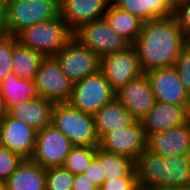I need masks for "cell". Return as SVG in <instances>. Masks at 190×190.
Here are the masks:
<instances>
[{
  "instance_id": "1",
  "label": "cell",
  "mask_w": 190,
  "mask_h": 190,
  "mask_svg": "<svg viewBox=\"0 0 190 190\" xmlns=\"http://www.w3.org/2000/svg\"><path fill=\"white\" fill-rule=\"evenodd\" d=\"M189 41L171 16L143 23L141 33L132 45L137 51L141 69L146 73L174 66Z\"/></svg>"
},
{
  "instance_id": "2",
  "label": "cell",
  "mask_w": 190,
  "mask_h": 190,
  "mask_svg": "<svg viewBox=\"0 0 190 190\" xmlns=\"http://www.w3.org/2000/svg\"><path fill=\"white\" fill-rule=\"evenodd\" d=\"M140 190L157 185L187 187L190 182V156H161L148 148L134 161Z\"/></svg>"
},
{
  "instance_id": "3",
  "label": "cell",
  "mask_w": 190,
  "mask_h": 190,
  "mask_svg": "<svg viewBox=\"0 0 190 190\" xmlns=\"http://www.w3.org/2000/svg\"><path fill=\"white\" fill-rule=\"evenodd\" d=\"M16 38L45 57H54L73 38V32L59 15L23 29Z\"/></svg>"
},
{
  "instance_id": "4",
  "label": "cell",
  "mask_w": 190,
  "mask_h": 190,
  "mask_svg": "<svg viewBox=\"0 0 190 190\" xmlns=\"http://www.w3.org/2000/svg\"><path fill=\"white\" fill-rule=\"evenodd\" d=\"M52 125L63 133L73 146H99L100 140L93 115L78 110L69 102L54 104Z\"/></svg>"
},
{
  "instance_id": "5",
  "label": "cell",
  "mask_w": 190,
  "mask_h": 190,
  "mask_svg": "<svg viewBox=\"0 0 190 190\" xmlns=\"http://www.w3.org/2000/svg\"><path fill=\"white\" fill-rule=\"evenodd\" d=\"M7 26L10 36L36 23L60 15V0H6Z\"/></svg>"
},
{
  "instance_id": "6",
  "label": "cell",
  "mask_w": 190,
  "mask_h": 190,
  "mask_svg": "<svg viewBox=\"0 0 190 190\" xmlns=\"http://www.w3.org/2000/svg\"><path fill=\"white\" fill-rule=\"evenodd\" d=\"M115 94L107 78L99 72L73 84L69 103L86 114L94 115L113 101Z\"/></svg>"
},
{
  "instance_id": "7",
  "label": "cell",
  "mask_w": 190,
  "mask_h": 190,
  "mask_svg": "<svg viewBox=\"0 0 190 190\" xmlns=\"http://www.w3.org/2000/svg\"><path fill=\"white\" fill-rule=\"evenodd\" d=\"M54 58L73 84L100 72L101 58L75 37Z\"/></svg>"
},
{
  "instance_id": "8",
  "label": "cell",
  "mask_w": 190,
  "mask_h": 190,
  "mask_svg": "<svg viewBox=\"0 0 190 190\" xmlns=\"http://www.w3.org/2000/svg\"><path fill=\"white\" fill-rule=\"evenodd\" d=\"M73 37L100 58L125 50L131 45L109 25L105 18L83 24L73 33Z\"/></svg>"
},
{
  "instance_id": "9",
  "label": "cell",
  "mask_w": 190,
  "mask_h": 190,
  "mask_svg": "<svg viewBox=\"0 0 190 190\" xmlns=\"http://www.w3.org/2000/svg\"><path fill=\"white\" fill-rule=\"evenodd\" d=\"M40 97L53 103L69 102L73 83L61 70L54 57H45L34 78Z\"/></svg>"
},
{
  "instance_id": "10",
  "label": "cell",
  "mask_w": 190,
  "mask_h": 190,
  "mask_svg": "<svg viewBox=\"0 0 190 190\" xmlns=\"http://www.w3.org/2000/svg\"><path fill=\"white\" fill-rule=\"evenodd\" d=\"M100 72L107 78L115 92L144 74L133 45L125 50L103 56Z\"/></svg>"
},
{
  "instance_id": "11",
  "label": "cell",
  "mask_w": 190,
  "mask_h": 190,
  "mask_svg": "<svg viewBox=\"0 0 190 190\" xmlns=\"http://www.w3.org/2000/svg\"><path fill=\"white\" fill-rule=\"evenodd\" d=\"M72 147L70 140L50 124L37 132L31 159L44 169L62 167Z\"/></svg>"
},
{
  "instance_id": "12",
  "label": "cell",
  "mask_w": 190,
  "mask_h": 190,
  "mask_svg": "<svg viewBox=\"0 0 190 190\" xmlns=\"http://www.w3.org/2000/svg\"><path fill=\"white\" fill-rule=\"evenodd\" d=\"M147 142L140 120H137L133 125L107 133L99 147L135 161L147 149Z\"/></svg>"
},
{
  "instance_id": "13",
  "label": "cell",
  "mask_w": 190,
  "mask_h": 190,
  "mask_svg": "<svg viewBox=\"0 0 190 190\" xmlns=\"http://www.w3.org/2000/svg\"><path fill=\"white\" fill-rule=\"evenodd\" d=\"M155 101L177 106H188L190 94L186 91L174 66L145 73Z\"/></svg>"
},
{
  "instance_id": "14",
  "label": "cell",
  "mask_w": 190,
  "mask_h": 190,
  "mask_svg": "<svg viewBox=\"0 0 190 190\" xmlns=\"http://www.w3.org/2000/svg\"><path fill=\"white\" fill-rule=\"evenodd\" d=\"M37 132L24 122L8 114L0 121L2 147L19 154L23 159H31L35 149Z\"/></svg>"
},
{
  "instance_id": "15",
  "label": "cell",
  "mask_w": 190,
  "mask_h": 190,
  "mask_svg": "<svg viewBox=\"0 0 190 190\" xmlns=\"http://www.w3.org/2000/svg\"><path fill=\"white\" fill-rule=\"evenodd\" d=\"M115 98L122 103L137 120H140L156 102L145 73L119 89L115 94Z\"/></svg>"
},
{
  "instance_id": "16",
  "label": "cell",
  "mask_w": 190,
  "mask_h": 190,
  "mask_svg": "<svg viewBox=\"0 0 190 190\" xmlns=\"http://www.w3.org/2000/svg\"><path fill=\"white\" fill-rule=\"evenodd\" d=\"M111 0H60V15L74 33L83 24L104 18Z\"/></svg>"
},
{
  "instance_id": "17",
  "label": "cell",
  "mask_w": 190,
  "mask_h": 190,
  "mask_svg": "<svg viewBox=\"0 0 190 190\" xmlns=\"http://www.w3.org/2000/svg\"><path fill=\"white\" fill-rule=\"evenodd\" d=\"M187 107L156 101L154 106L140 119L147 138L158 132L187 123Z\"/></svg>"
},
{
  "instance_id": "18",
  "label": "cell",
  "mask_w": 190,
  "mask_h": 190,
  "mask_svg": "<svg viewBox=\"0 0 190 190\" xmlns=\"http://www.w3.org/2000/svg\"><path fill=\"white\" fill-rule=\"evenodd\" d=\"M147 148L163 157L190 156V121L184 125L150 135Z\"/></svg>"
},
{
  "instance_id": "19",
  "label": "cell",
  "mask_w": 190,
  "mask_h": 190,
  "mask_svg": "<svg viewBox=\"0 0 190 190\" xmlns=\"http://www.w3.org/2000/svg\"><path fill=\"white\" fill-rule=\"evenodd\" d=\"M52 101L42 97L34 98L22 105L11 108L8 115L24 122L28 127L39 132L45 126L52 124Z\"/></svg>"
},
{
  "instance_id": "20",
  "label": "cell",
  "mask_w": 190,
  "mask_h": 190,
  "mask_svg": "<svg viewBox=\"0 0 190 190\" xmlns=\"http://www.w3.org/2000/svg\"><path fill=\"white\" fill-rule=\"evenodd\" d=\"M93 117L99 140L107 133L133 125L137 121L116 98L104 105Z\"/></svg>"
},
{
  "instance_id": "21",
  "label": "cell",
  "mask_w": 190,
  "mask_h": 190,
  "mask_svg": "<svg viewBox=\"0 0 190 190\" xmlns=\"http://www.w3.org/2000/svg\"><path fill=\"white\" fill-rule=\"evenodd\" d=\"M4 183L7 190H46V169L32 159H23Z\"/></svg>"
},
{
  "instance_id": "22",
  "label": "cell",
  "mask_w": 190,
  "mask_h": 190,
  "mask_svg": "<svg viewBox=\"0 0 190 190\" xmlns=\"http://www.w3.org/2000/svg\"><path fill=\"white\" fill-rule=\"evenodd\" d=\"M119 9L129 12L143 23L174 15L168 0H111Z\"/></svg>"
},
{
  "instance_id": "23",
  "label": "cell",
  "mask_w": 190,
  "mask_h": 190,
  "mask_svg": "<svg viewBox=\"0 0 190 190\" xmlns=\"http://www.w3.org/2000/svg\"><path fill=\"white\" fill-rule=\"evenodd\" d=\"M0 92L7 111L39 97L34 80L18 78L13 72L0 81Z\"/></svg>"
},
{
  "instance_id": "24",
  "label": "cell",
  "mask_w": 190,
  "mask_h": 190,
  "mask_svg": "<svg viewBox=\"0 0 190 190\" xmlns=\"http://www.w3.org/2000/svg\"><path fill=\"white\" fill-rule=\"evenodd\" d=\"M45 56L19 41L13 45L12 72L21 79L34 80Z\"/></svg>"
},
{
  "instance_id": "25",
  "label": "cell",
  "mask_w": 190,
  "mask_h": 190,
  "mask_svg": "<svg viewBox=\"0 0 190 190\" xmlns=\"http://www.w3.org/2000/svg\"><path fill=\"white\" fill-rule=\"evenodd\" d=\"M104 18L131 45L141 33L143 22L131 13L119 9L112 2L108 5Z\"/></svg>"
},
{
  "instance_id": "26",
  "label": "cell",
  "mask_w": 190,
  "mask_h": 190,
  "mask_svg": "<svg viewBox=\"0 0 190 190\" xmlns=\"http://www.w3.org/2000/svg\"><path fill=\"white\" fill-rule=\"evenodd\" d=\"M95 157L103 168L105 180L124 178L134 169V161L130 158L106 151L99 146Z\"/></svg>"
},
{
  "instance_id": "27",
  "label": "cell",
  "mask_w": 190,
  "mask_h": 190,
  "mask_svg": "<svg viewBox=\"0 0 190 190\" xmlns=\"http://www.w3.org/2000/svg\"><path fill=\"white\" fill-rule=\"evenodd\" d=\"M98 147L73 146L68 153L62 167L73 175L83 174L96 155Z\"/></svg>"
},
{
  "instance_id": "28",
  "label": "cell",
  "mask_w": 190,
  "mask_h": 190,
  "mask_svg": "<svg viewBox=\"0 0 190 190\" xmlns=\"http://www.w3.org/2000/svg\"><path fill=\"white\" fill-rule=\"evenodd\" d=\"M74 176L63 167L46 169V190H72Z\"/></svg>"
},
{
  "instance_id": "29",
  "label": "cell",
  "mask_w": 190,
  "mask_h": 190,
  "mask_svg": "<svg viewBox=\"0 0 190 190\" xmlns=\"http://www.w3.org/2000/svg\"><path fill=\"white\" fill-rule=\"evenodd\" d=\"M23 158L7 148H0V183H4L17 169Z\"/></svg>"
},
{
  "instance_id": "30",
  "label": "cell",
  "mask_w": 190,
  "mask_h": 190,
  "mask_svg": "<svg viewBox=\"0 0 190 190\" xmlns=\"http://www.w3.org/2000/svg\"><path fill=\"white\" fill-rule=\"evenodd\" d=\"M16 36L0 39V81L12 72V51Z\"/></svg>"
},
{
  "instance_id": "31",
  "label": "cell",
  "mask_w": 190,
  "mask_h": 190,
  "mask_svg": "<svg viewBox=\"0 0 190 190\" xmlns=\"http://www.w3.org/2000/svg\"><path fill=\"white\" fill-rule=\"evenodd\" d=\"M186 91L190 94V41L182 48L174 65Z\"/></svg>"
},
{
  "instance_id": "32",
  "label": "cell",
  "mask_w": 190,
  "mask_h": 190,
  "mask_svg": "<svg viewBox=\"0 0 190 190\" xmlns=\"http://www.w3.org/2000/svg\"><path fill=\"white\" fill-rule=\"evenodd\" d=\"M100 188L102 190H140L135 169L124 178L105 180Z\"/></svg>"
},
{
  "instance_id": "33",
  "label": "cell",
  "mask_w": 190,
  "mask_h": 190,
  "mask_svg": "<svg viewBox=\"0 0 190 190\" xmlns=\"http://www.w3.org/2000/svg\"><path fill=\"white\" fill-rule=\"evenodd\" d=\"M173 16L183 34L190 40V0L178 5Z\"/></svg>"
},
{
  "instance_id": "34",
  "label": "cell",
  "mask_w": 190,
  "mask_h": 190,
  "mask_svg": "<svg viewBox=\"0 0 190 190\" xmlns=\"http://www.w3.org/2000/svg\"><path fill=\"white\" fill-rule=\"evenodd\" d=\"M102 169L99 160L94 157L83 174L98 188L101 187L105 181V175Z\"/></svg>"
},
{
  "instance_id": "35",
  "label": "cell",
  "mask_w": 190,
  "mask_h": 190,
  "mask_svg": "<svg viewBox=\"0 0 190 190\" xmlns=\"http://www.w3.org/2000/svg\"><path fill=\"white\" fill-rule=\"evenodd\" d=\"M97 187L84 174H76L72 190H96Z\"/></svg>"
},
{
  "instance_id": "36",
  "label": "cell",
  "mask_w": 190,
  "mask_h": 190,
  "mask_svg": "<svg viewBox=\"0 0 190 190\" xmlns=\"http://www.w3.org/2000/svg\"><path fill=\"white\" fill-rule=\"evenodd\" d=\"M10 36L7 26L6 0H0V39Z\"/></svg>"
},
{
  "instance_id": "37",
  "label": "cell",
  "mask_w": 190,
  "mask_h": 190,
  "mask_svg": "<svg viewBox=\"0 0 190 190\" xmlns=\"http://www.w3.org/2000/svg\"><path fill=\"white\" fill-rule=\"evenodd\" d=\"M143 190H190V186L178 187V186H171V185H157V186L144 188Z\"/></svg>"
},
{
  "instance_id": "38",
  "label": "cell",
  "mask_w": 190,
  "mask_h": 190,
  "mask_svg": "<svg viewBox=\"0 0 190 190\" xmlns=\"http://www.w3.org/2000/svg\"><path fill=\"white\" fill-rule=\"evenodd\" d=\"M8 114L5 101L0 92V121Z\"/></svg>"
},
{
  "instance_id": "39",
  "label": "cell",
  "mask_w": 190,
  "mask_h": 190,
  "mask_svg": "<svg viewBox=\"0 0 190 190\" xmlns=\"http://www.w3.org/2000/svg\"><path fill=\"white\" fill-rule=\"evenodd\" d=\"M173 9H175L178 5L187 2L188 0H168Z\"/></svg>"
},
{
  "instance_id": "40",
  "label": "cell",
  "mask_w": 190,
  "mask_h": 190,
  "mask_svg": "<svg viewBox=\"0 0 190 190\" xmlns=\"http://www.w3.org/2000/svg\"><path fill=\"white\" fill-rule=\"evenodd\" d=\"M187 117H188V120L190 121V98H189V104L187 107Z\"/></svg>"
},
{
  "instance_id": "41",
  "label": "cell",
  "mask_w": 190,
  "mask_h": 190,
  "mask_svg": "<svg viewBox=\"0 0 190 190\" xmlns=\"http://www.w3.org/2000/svg\"><path fill=\"white\" fill-rule=\"evenodd\" d=\"M0 190H7L5 183H0Z\"/></svg>"
}]
</instances>
